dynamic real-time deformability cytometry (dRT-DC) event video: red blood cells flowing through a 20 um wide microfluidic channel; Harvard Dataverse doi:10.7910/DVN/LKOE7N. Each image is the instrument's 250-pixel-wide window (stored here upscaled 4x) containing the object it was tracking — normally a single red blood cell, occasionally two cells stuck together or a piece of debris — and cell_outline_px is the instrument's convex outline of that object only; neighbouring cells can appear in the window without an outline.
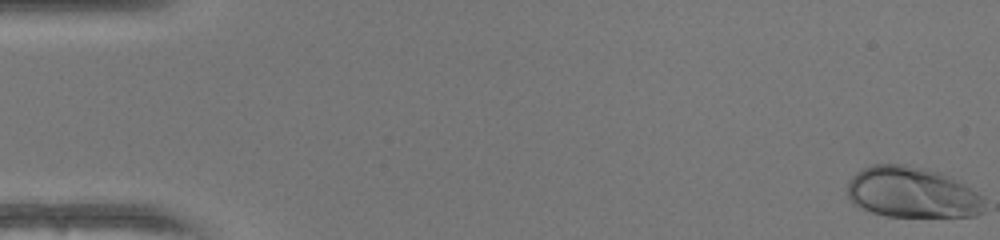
{"species": "human", "species_latin": "Homo sapiens", "temperature_condition": "warm", "stored_images_in_passage": 51, "camera_frame_rate_fps": 3000, "um_per_image_px": 0.085, "donor": {"sex": "female"}, "frame": {"image": 1, "passage_image": 1, "time_ms": 0.0, "image_size_px": [1000, 240], "cell_outline_px": [[984, 212], [976, 216], [884, 216], [872, 212], [856, 204], [848, 196], [848, 180], [856, 172], [872, 164], [908, 164], [940, 172], [948, 176], [976, 192], [984, 200]], "centroid_in_image_um": [77.52, 16.35], "position_along_channel_um": 7.5, "area_um2": 40.4}}
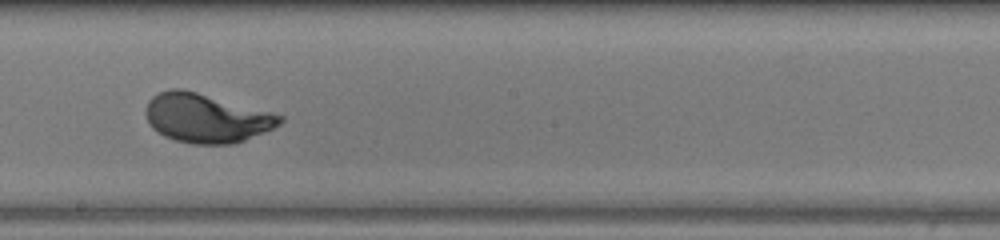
{"frame": {"image": 2, "passage_image": 29, "time_ms": 9.333, "image_size_px": [1000, 240], "cell_outline_px": [[284, 120], [280, 124], [272, 128], [244, 140], [232, 144], [192, 144], [176, 140], [164, 136], [152, 128], [148, 124], [144, 112], [144, 108], [148, 100], [152, 96], [168, 88], [184, 88], [272, 112], [284, 116]], "centroid_in_image_um": [17.49, 10.02], "position_along_channel_um": 230.7, "area_um2": 38.61}}
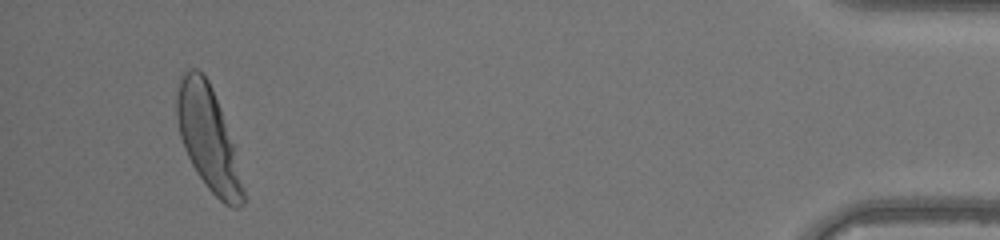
{"frame": {"image": 3, "passage_image": 48, "time_ms": 15.667, "image_size_px": [1000, 240], "cell_outline_px": [[244, 204], [236, 208], [232, 208], [224, 204], [208, 188], [196, 172], [184, 148], [180, 136], [176, 116], [176, 96], [180, 76], [188, 68], [196, 68], [208, 80], [212, 88], [236, 148], [244, 192]], "centroid_in_image_um": [17.7, 11.76], "position_along_channel_um": 417.5, "area_um2": 40.0}, "authors_computed_cell_mechanics": {"area_um2": 37.7434, "velocity_mm_per_s": 4.1295, "shape_relaxation_time_tau1_ms": 2.2335, "shape_relaxation_time_tau2_ms": null, "deformation_change_tau1": 0.1624, "deformation_change_tau2": null}}